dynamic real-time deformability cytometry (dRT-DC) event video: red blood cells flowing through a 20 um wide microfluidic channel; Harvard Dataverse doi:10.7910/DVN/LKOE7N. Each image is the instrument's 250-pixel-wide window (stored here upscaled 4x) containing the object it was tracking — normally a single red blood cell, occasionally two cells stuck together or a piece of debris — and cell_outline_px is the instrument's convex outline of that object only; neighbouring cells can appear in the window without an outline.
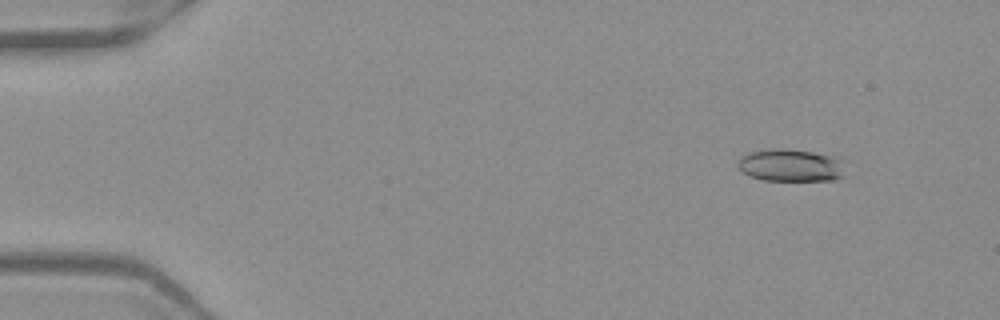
{"species": "Egyptian fruit bat (a non-hibernating species)", "species_latin": "Rousettus aegyptiacus", "temperature_condition": "warm", "stored_images_in_passage": 53, "camera_frame_rate_fps": 3000, "um_per_image_px": 0.085, "frame": {"image": 1, "passage_image": 6, "time_ms": 1.667, "image_size_px": [1000, 320], "cell_outline_px": [[844, 176], [832, 180], [764, 180], [752, 176], [744, 172], [736, 164], [740, 156], [752, 152], [776, 148], [784, 148], [812, 152], [832, 156], [844, 160]], "centroid_in_image_um": [67.25, 14.05], "position_along_channel_um": 17.8, "area_um2": 20.23}}
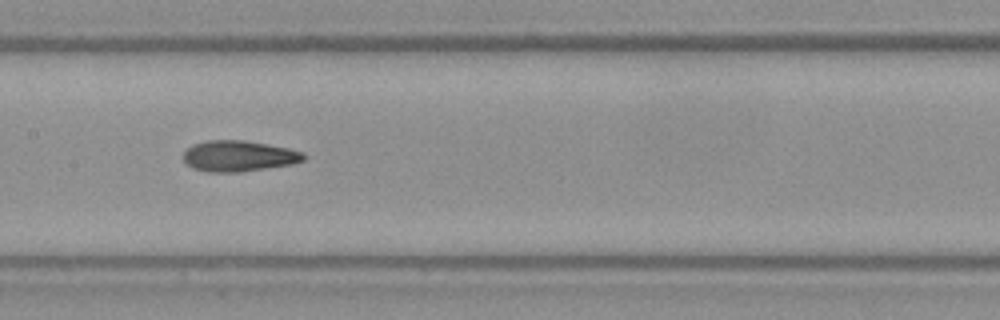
{"frame": {"image": 2, "passage_image": 27, "time_ms": 8.667, "image_size_px": [1000, 320], "cell_outline_px": [[308, 156], [304, 160], [292, 164], [240, 172], [208, 172], [192, 168], [184, 160], [184, 152], [192, 144], [208, 140], [244, 140], [288, 148], [304, 152]], "centroid_in_image_um": [20.31, 13.26], "position_along_channel_um": 187.1, "area_um2": 21.68}}
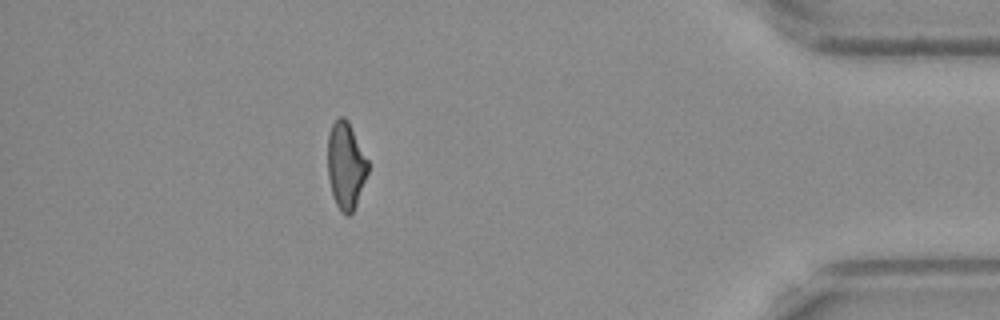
{"frame": {"image": 3, "passage_image": 47, "time_ms": 15.333, "image_size_px": [1000, 320], "cell_outline_px": [[368, 172], [356, 204], [352, 212], [348, 216], [344, 216], [340, 212], [332, 196], [328, 176], [328, 132], [332, 124], [340, 116], [344, 116], [348, 120], [368, 160]], "centroid_in_image_um": [29.38, 14.07], "position_along_channel_um": 405.8, "area_um2": 20.46}, "authors_computed_cell_mechanics": {"area_um2": 21.1548, "velocity_mm_per_s": 3.9626, "shape_relaxation_time_tau1_ms": 9.7748, "shape_relaxation_time_tau2_ms": 4.2299, "deformation_change_tau1": 0.2468, "deformation_change_tau2": 0.1249}}